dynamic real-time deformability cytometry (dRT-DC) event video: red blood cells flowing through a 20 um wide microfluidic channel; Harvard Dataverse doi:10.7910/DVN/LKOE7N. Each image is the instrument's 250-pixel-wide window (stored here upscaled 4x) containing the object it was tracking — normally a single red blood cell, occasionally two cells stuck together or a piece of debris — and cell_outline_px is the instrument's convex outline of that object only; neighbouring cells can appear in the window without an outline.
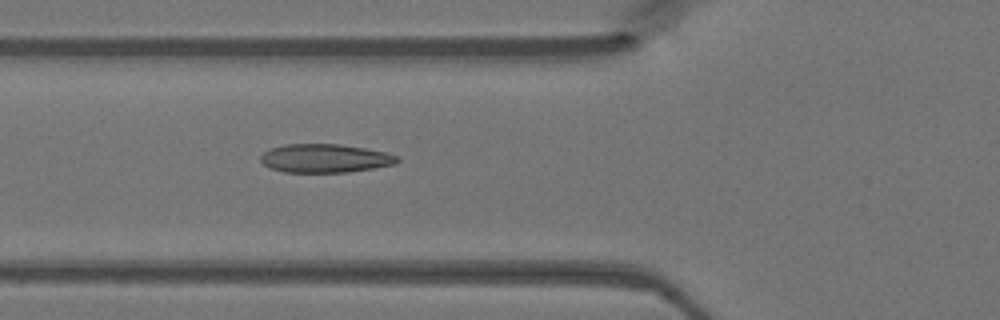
{"species": "Egyptian fruit bat (a non-hibernating species)", "species_latin": "Rousettus aegyptiacus", "temperature_condition": "warm", "stored_images_in_passage": 48, "camera_frame_rate_fps": 3000, "um_per_image_px": 0.085, "animal": {"sex": "female"}, "frame": {"image": 1, "passage_image": 18, "time_ms": 5.667, "image_size_px": [1000, 320], "cell_outline_px": [[400, 160], [396, 164], [348, 172], [284, 172], [268, 168], [260, 160], [260, 156], [268, 148], [284, 144], [340, 144], [364, 148], [384, 152], [400, 156]], "centroid_in_image_um": [27.6, 13.45], "position_along_channel_um": 98.2, "area_um2": 22.89}}
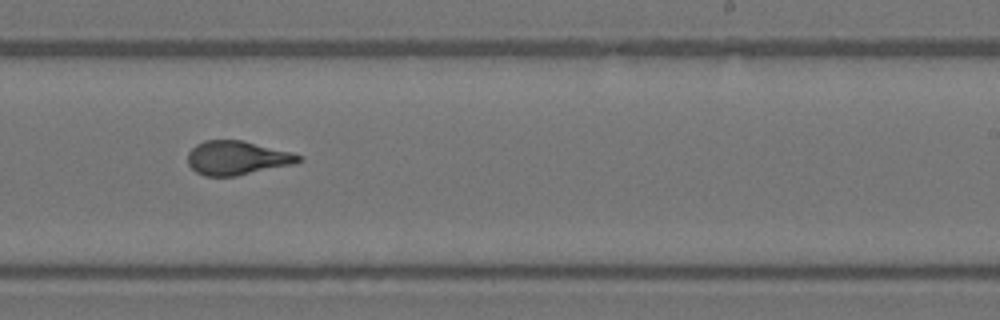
{"frame": {"image": 2, "passage_image": 30, "time_ms": 9.667, "image_size_px": [1000, 320], "cell_outline_px": [[304, 160], [296, 164], [236, 176], [204, 176], [196, 172], [188, 164], [188, 152], [196, 144], [204, 140], [244, 140], [292, 152], [304, 156]], "centroid_in_image_um": [20.2, 13.42], "position_along_channel_um": 268.8, "area_um2": 22.31}}
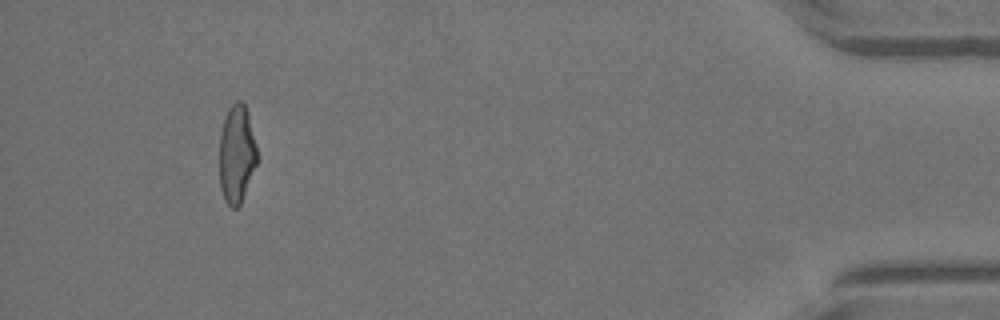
{"frame": {"image": 3, "passage_image": 45, "time_ms": 14.667, "image_size_px": [1000, 320], "cell_outline_px": [[256, 164], [240, 204], [236, 208], [232, 208], [224, 200], [220, 188], [220, 132], [228, 108], [236, 100], [240, 100], [244, 104], [248, 116], [256, 144]], "centroid_in_image_um": [20.09, 13.1], "position_along_channel_um": 415.1, "area_um2": 21.15}}